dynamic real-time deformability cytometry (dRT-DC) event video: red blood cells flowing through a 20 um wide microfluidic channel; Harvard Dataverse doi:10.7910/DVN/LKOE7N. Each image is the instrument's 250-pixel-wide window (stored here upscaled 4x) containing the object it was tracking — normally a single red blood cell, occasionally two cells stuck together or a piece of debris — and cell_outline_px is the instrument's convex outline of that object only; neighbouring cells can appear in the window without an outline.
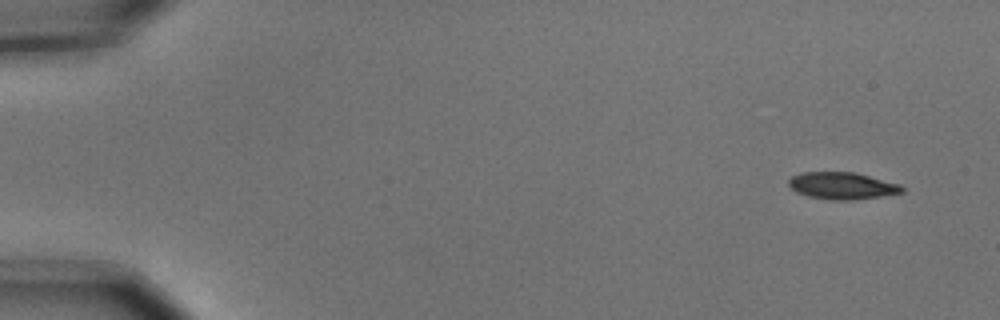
{"species": "common noctule bat (a hibernating species)", "species_latin": "Nyctalus noctula", "temperature_condition": "cold", "stored_images_in_passage": 5, "camera_frame_rate_fps": 3000, "um_per_image_px": 0.085, "animal": {"sex": "male", "body_mass_g": 15.6}, "frame": {"image": 1, "passage_image": 1, "time_ms": 0.0, "image_size_px": [1000, 320], "cell_outline_px": [[904, 192], [880, 196], [852, 200], [832, 200], [808, 196], [796, 192], [788, 184], [788, 180], [792, 176], [800, 172], [856, 172], [900, 184], [904, 188]], "centroid_in_image_um": [71.58, 15.78], "position_along_channel_um": 13.4, "area_um2": 17.86}}
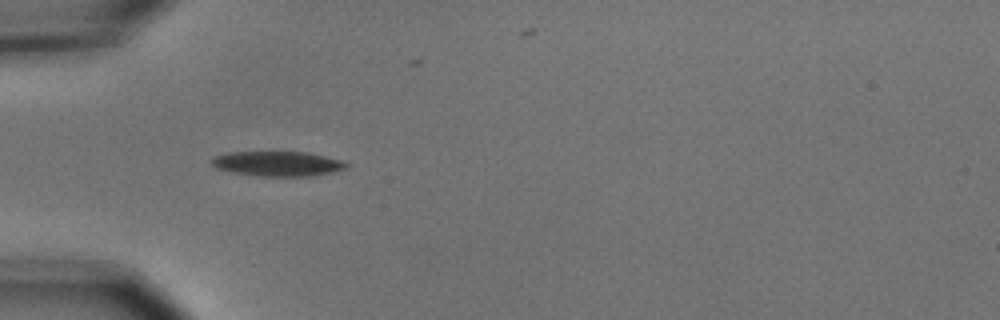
{"frame": {"image": 2, "passage_image": 5, "time_ms": 1.333, "image_size_px": [1000, 320], "cell_outline_px": [[348, 168], [332, 172], [312, 176], [260, 176], [232, 172], [216, 168], [208, 160], [216, 156], [228, 152], [308, 152], [344, 160], [348, 164]], "centroid_in_image_um": [23.63, 13.91], "position_along_channel_um": 61.4, "area_um2": 19.65}}